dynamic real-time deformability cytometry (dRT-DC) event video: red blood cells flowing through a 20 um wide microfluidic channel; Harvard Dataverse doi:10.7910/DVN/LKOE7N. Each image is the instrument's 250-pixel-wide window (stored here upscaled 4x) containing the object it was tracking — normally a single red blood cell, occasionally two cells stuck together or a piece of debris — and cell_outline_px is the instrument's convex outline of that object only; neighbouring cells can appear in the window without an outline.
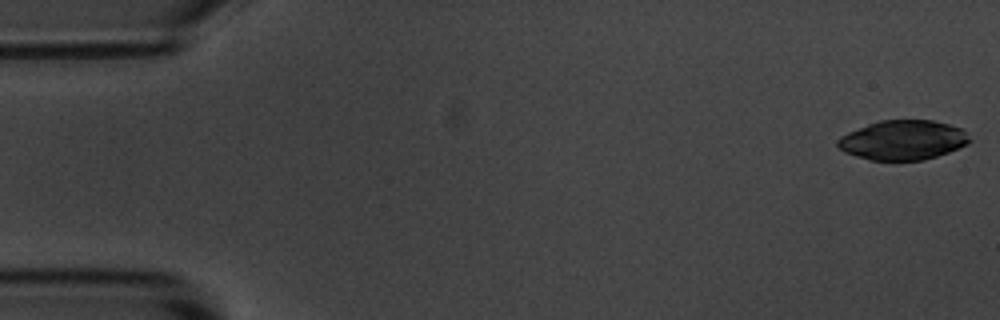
{"species": "common noctule bat (a hibernating species)", "species_latin": "Nyctalus noctula", "temperature_condition": "room temperature", "stored_images_in_passage": 55, "camera_frame_rate_fps": 3000, "um_per_image_px": 0.085, "animal": {"sex": "male", "body_mass_g": 20.1, "forearm_length_mm": 53.5}, "frame": {"image": 1, "passage_image": 1, "time_ms": 0.0, "image_size_px": [1000, 320], "cell_outline_px": [[972, 140], [968, 144], [948, 152], [924, 160], [868, 160], [844, 152], [836, 144], [836, 140], [840, 136], [848, 132], [868, 124], [880, 120], [932, 120], [948, 124], [960, 128]], "centroid_in_image_um": [76.72, 11.91], "position_along_channel_um": 8.3, "area_um2": 30.35}}